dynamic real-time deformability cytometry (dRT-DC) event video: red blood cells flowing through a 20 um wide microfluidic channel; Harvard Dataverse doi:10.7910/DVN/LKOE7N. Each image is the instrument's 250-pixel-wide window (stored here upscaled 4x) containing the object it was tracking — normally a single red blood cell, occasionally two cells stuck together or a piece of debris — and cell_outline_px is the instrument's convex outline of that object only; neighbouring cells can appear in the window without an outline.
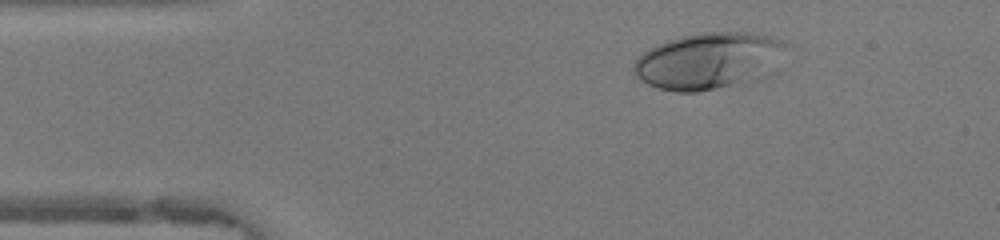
{"species": "human", "species_latin": "Homo sapiens", "temperature_condition": "warm", "stored_images_in_passage": 36, "camera_frame_rate_fps": 3000, "um_per_image_px": 0.085, "donor": {"sex": "female"}, "frame": {"image": 1, "passage_image": 3, "time_ms": 0.667, "image_size_px": [1000, 240], "cell_outline_px": [[788, 44], [748, 80], [716, 88], [696, 92], [676, 92], [660, 88], [648, 84], [640, 80], [632, 72], [632, 64], [636, 56], [648, 48], [656, 44], [680, 36], [696, 32], [744, 32], [772, 36]], "centroid_in_image_um": [59.95, 5.13], "position_along_channel_um": 25.1, "area_um2": 48.26}}
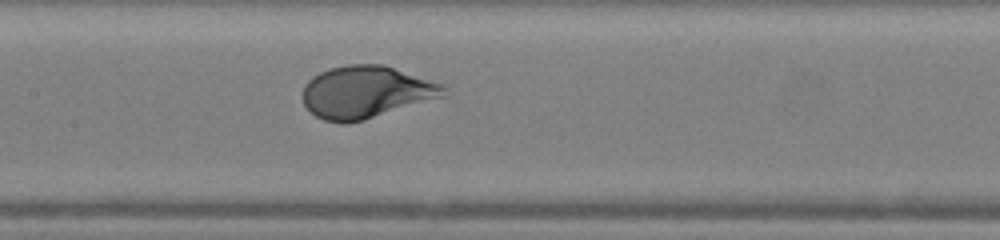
{"frame": {"image": 2, "passage_image": 18, "time_ms": 5.667, "image_size_px": [1000, 240], "cell_outline_px": [[448, 96], [364, 120], [348, 124], [340, 124], [324, 120], [316, 116], [304, 104], [304, 84], [312, 76], [328, 68], [348, 64], [384, 64], [444, 84], [448, 88]], "centroid_in_image_um": [31.18, 7.83], "position_along_channel_um": 176.2, "area_um2": 43.58}}
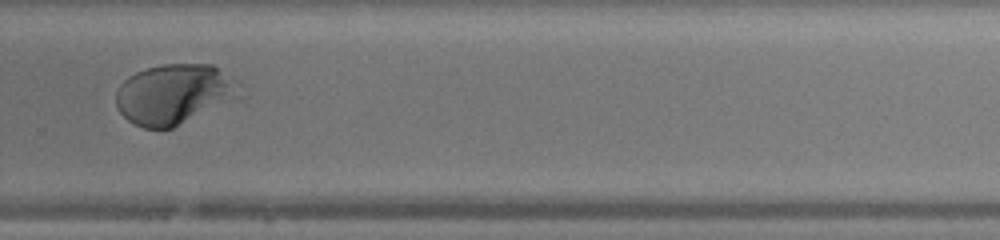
{"frame": {"image": 3, "passage_image": 28, "time_ms": 9.0, "image_size_px": [1000, 240], "cell_outline_px": [[244, 96], [172, 128], [144, 128], [128, 120], [116, 108], [116, 92], [120, 84], [128, 76], [136, 72], [160, 64], [212, 64], [240, 84]], "centroid_in_image_um": [14.83, 8.0], "position_along_channel_um": 315.0, "area_um2": 43.52}, "authors_computed_cell_mechanics": {"area_um2": 43.0321, "velocity_mm_per_s": 4.1792, "shape_relaxation_time_tau1_ms": 4.2239, "shape_relaxation_time_tau2_ms": null, "deformation_change_tau1": 0.2772, "deformation_change_tau2": null}}